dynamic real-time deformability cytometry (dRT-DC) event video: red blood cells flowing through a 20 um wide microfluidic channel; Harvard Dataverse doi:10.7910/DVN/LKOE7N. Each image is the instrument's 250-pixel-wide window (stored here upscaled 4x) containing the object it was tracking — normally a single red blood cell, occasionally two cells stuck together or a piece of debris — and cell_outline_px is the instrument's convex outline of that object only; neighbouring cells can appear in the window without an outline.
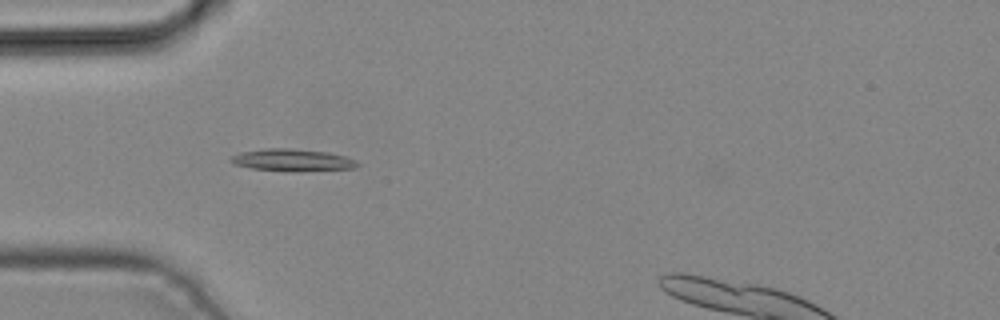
{"species": "common noctule bat (a hibernating species)", "species_latin": "Nyctalus noctula", "temperature_condition": "cold", "stored_images_in_passage": 2, "camera_frame_rate_fps": 3000, "um_per_image_px": 0.085, "animal": {"sex": "male", "body_mass_g": 19.2, "forearm_length_mm": 51.8}, "frame": {"image": 1, "passage_image": 1, "time_ms": 0.0, "image_size_px": [1000, 320], "cell_outline_px": [[360, 164], [356, 168], [284, 172], [252, 168], [236, 164], [228, 160], [232, 156], [240, 152], [264, 148], [288, 148], [328, 152], [344, 156], [356, 160]], "centroid_in_image_um": [24.85, 13.61], "position_along_channel_um": 60.1, "area_um2": 16.42}}
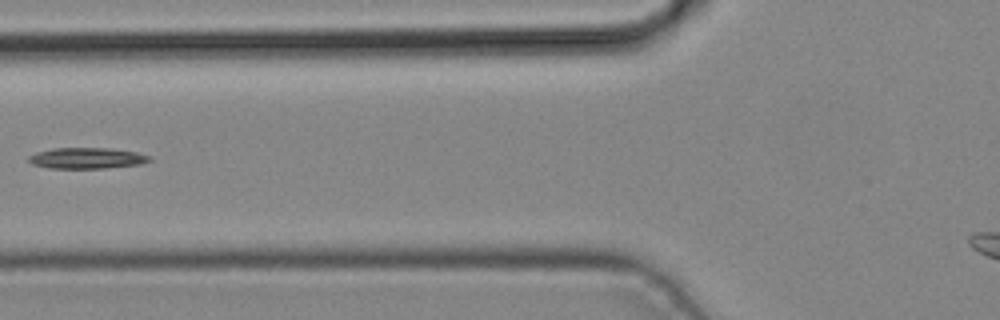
{"frame": {"image": 2, "passage_image": 2, "time_ms": 0.333, "image_size_px": [1000, 320], "cell_outline_px": [[152, 160], [140, 164], [104, 168], [48, 168], [32, 164], [28, 160], [28, 156], [36, 152], [52, 148], [112, 148], [136, 152], [148, 156]], "centroid_in_image_um": [7.34, 13.44], "position_along_channel_um": 118.5, "area_um2": 14.74}}